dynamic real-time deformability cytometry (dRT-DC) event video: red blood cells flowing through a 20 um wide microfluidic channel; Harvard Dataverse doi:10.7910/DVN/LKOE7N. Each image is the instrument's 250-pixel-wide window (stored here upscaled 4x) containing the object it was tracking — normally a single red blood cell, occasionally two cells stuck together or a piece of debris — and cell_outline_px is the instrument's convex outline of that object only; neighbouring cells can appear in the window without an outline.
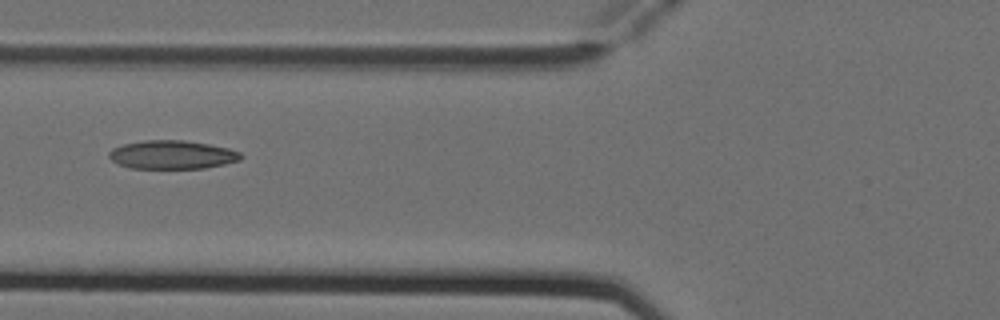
{"species": "Egyptian fruit bat (a non-hibernating species)", "species_latin": "Rousettus aegyptiacus", "temperature_condition": "cold", "stored_images_in_passage": 6, "camera_frame_rate_fps": 3000, "um_per_image_px": 0.085, "animal": {"sex": "female"}, "frame": {"image": 1, "passage_image": 6, "time_ms": 1.667, "image_size_px": [1000, 320], "cell_outline_px": [[244, 156], [240, 160], [224, 164], [204, 168], [128, 168], [112, 160], [108, 156], [108, 152], [112, 148], [124, 144], [144, 140], [184, 140], [208, 144], [228, 148], [240, 152]], "centroid_in_image_um": [14.63, 13.15], "position_along_channel_um": 111.2, "area_um2": 21.91}}